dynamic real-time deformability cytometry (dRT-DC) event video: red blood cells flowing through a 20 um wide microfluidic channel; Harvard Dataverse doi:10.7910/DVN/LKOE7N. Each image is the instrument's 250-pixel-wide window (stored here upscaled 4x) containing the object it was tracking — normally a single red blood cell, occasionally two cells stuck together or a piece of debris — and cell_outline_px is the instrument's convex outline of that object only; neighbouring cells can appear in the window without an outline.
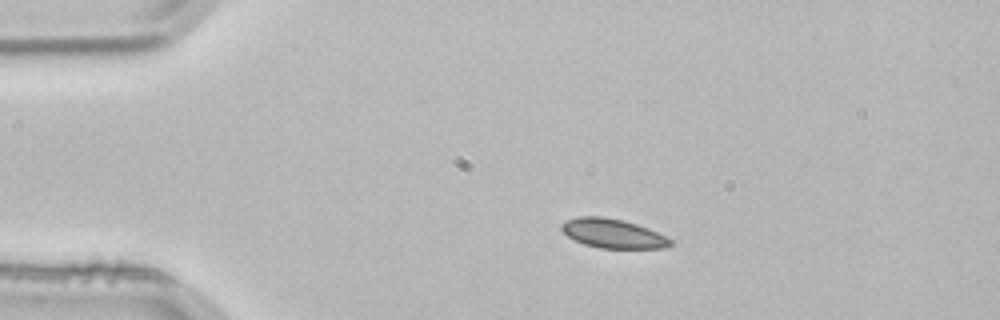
{"species": "common noctule bat (a hibernating species)", "species_latin": "Nyctalus noctula", "temperature_condition": "room temperature", "stored_images_in_passage": 3, "camera_frame_rate_fps": 3000, "um_per_image_px": 0.085, "animal": {"sex": "male", "body_mass_g": 21.5, "forearm_length_mm": 52.0}, "frame": {"image": 1, "passage_image": 2, "time_ms": 0.333, "image_size_px": [1000, 320], "cell_outline_px": [[672, 244], [664, 248], [600, 248], [584, 244], [568, 236], [560, 228], [560, 224], [568, 220], [580, 216], [600, 216], [624, 220], [648, 228], [672, 240]], "centroid_in_image_um": [52.08, 19.84], "position_along_channel_um": 32.9, "area_um2": 18.32}}